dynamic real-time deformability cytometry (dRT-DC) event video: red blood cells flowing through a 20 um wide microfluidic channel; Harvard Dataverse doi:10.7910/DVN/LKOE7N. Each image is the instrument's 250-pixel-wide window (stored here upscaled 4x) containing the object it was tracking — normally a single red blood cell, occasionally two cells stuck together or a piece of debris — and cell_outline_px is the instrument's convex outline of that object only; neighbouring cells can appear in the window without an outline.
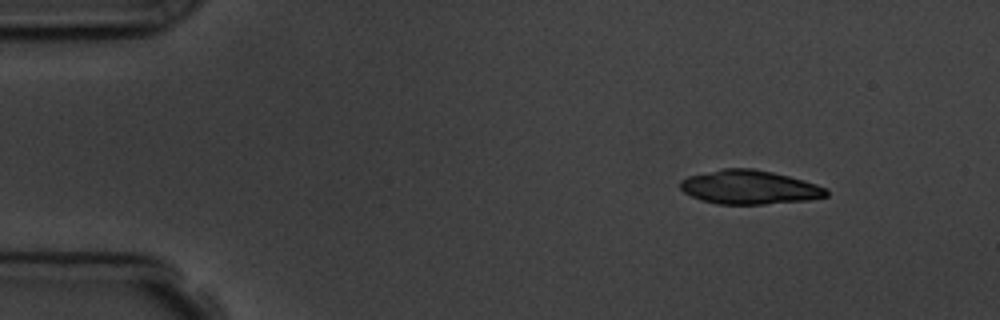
{"species": "common noctule bat (a hibernating species)", "species_latin": "Nyctalus noctula", "temperature_condition": "room temperature", "stored_images_in_passage": 3, "camera_frame_rate_fps": 3000, "um_per_image_px": 0.085, "animal": {"sex": "male", "body_mass_g": 19.5, "forearm_length_mm": 54.6}, "frame": {"image": 1, "passage_image": 1, "time_ms": 0.0, "image_size_px": [1000, 320], "cell_outline_px": [[828, 196], [808, 200], [764, 204], [720, 204], [704, 200], [692, 196], [684, 192], [680, 188], [680, 180], [688, 176], [720, 168], [752, 168], [772, 172], [804, 180], [828, 188]], "centroid_in_image_um": [63.71, 15.9], "position_along_channel_um": 21.3, "area_um2": 28.84}}